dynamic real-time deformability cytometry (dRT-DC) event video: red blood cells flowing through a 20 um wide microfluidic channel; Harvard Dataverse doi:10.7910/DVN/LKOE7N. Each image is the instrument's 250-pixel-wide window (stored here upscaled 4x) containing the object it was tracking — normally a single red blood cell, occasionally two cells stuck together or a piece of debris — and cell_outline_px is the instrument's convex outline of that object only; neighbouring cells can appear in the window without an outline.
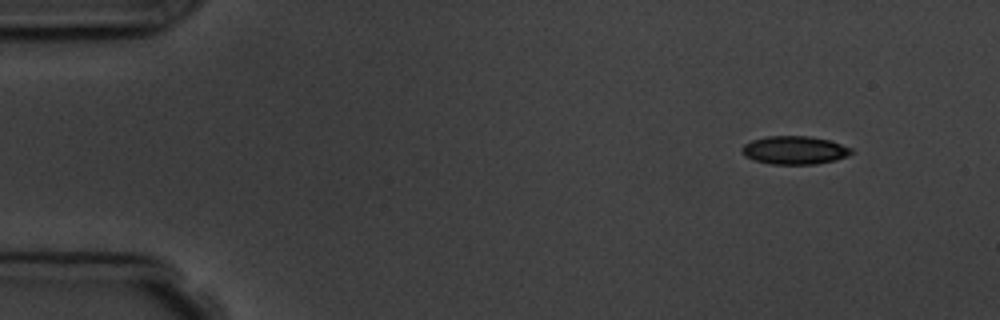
{"species": "common noctule bat (a hibernating species)", "species_latin": "Nyctalus noctula", "temperature_condition": "room temperature", "stored_images_in_passage": 4, "camera_frame_rate_fps": 3000, "um_per_image_px": 0.085, "animal": {"sex": "male", "body_mass_g": 19.5, "forearm_length_mm": 54.6}, "frame": {"image": 1, "passage_image": 1, "time_ms": 0.0, "image_size_px": [1000, 320], "cell_outline_px": [[852, 152], [848, 156], [836, 160], [816, 164], [772, 164], [756, 160], [744, 156], [740, 152], [740, 148], [744, 144], [752, 140], [768, 136], [808, 136], [828, 140], [852, 148]], "centroid_in_image_um": [67.51, 12.77], "position_along_channel_um": 17.5, "area_um2": 17.98}}
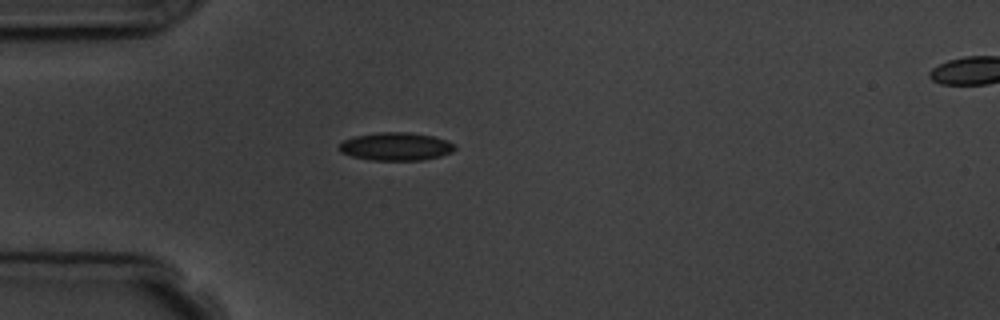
{"frame": {"image": 2, "passage_image": 4, "time_ms": 3.333, "image_size_px": [1000, 320], "cell_outline_px": [[456, 148], [452, 152], [440, 156], [420, 160], [372, 160], [352, 156], [340, 152], [336, 148], [344, 140], [356, 136], [376, 132], [408, 132], [432, 136], [448, 140], [456, 144]], "centroid_in_image_um": [33.66, 12.45], "position_along_channel_um": 51.3, "area_um2": 18.96}}